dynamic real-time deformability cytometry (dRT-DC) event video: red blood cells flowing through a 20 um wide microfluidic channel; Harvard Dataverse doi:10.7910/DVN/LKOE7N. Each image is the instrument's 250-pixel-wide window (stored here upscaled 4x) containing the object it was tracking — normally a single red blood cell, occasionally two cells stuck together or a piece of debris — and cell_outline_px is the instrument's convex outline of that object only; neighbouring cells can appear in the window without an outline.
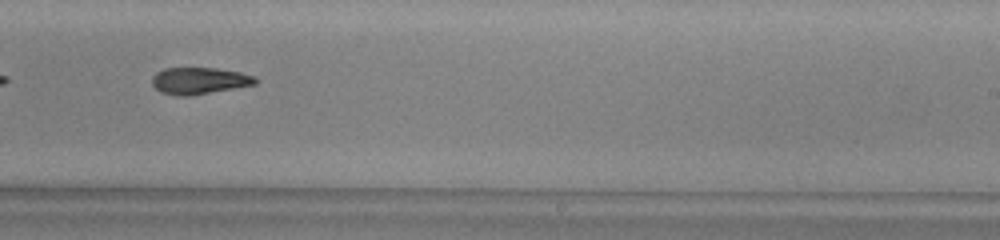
{"species": "common noctule bat (a hibernating species)", "species_latin": "Nyctalus noctula", "temperature_condition": "warm", "stored_images_in_passage": 30, "camera_frame_rate_fps": 3000, "um_per_image_px": 0.085, "animal": {"sex": "male", "body_mass_g": 13.0, "forearm_length_mm": 53.1}, "frame": {"image": 1, "passage_image": 18, "time_ms": 5.667, "image_size_px": [1000, 240], "cell_outline_px": [[256, 84], [188, 96], [176, 96], [160, 92], [152, 84], [152, 76], [156, 72], [164, 68], [216, 68], [240, 72], [252, 76], [256, 80]], "centroid_in_image_um": [16.87, 6.86], "position_along_channel_um": 272.1, "area_um2": 15.95}, "authors_computed_cell_mechanics": {"area_um2": 16.8198, "velocity_mm_per_s": 4.0262, "shape_relaxation_time_tau1_ms": 6.9979, "shape_relaxation_time_tau2_ms": null, "deformation_change_tau1": 0.1967, "deformation_change_tau2": null}}